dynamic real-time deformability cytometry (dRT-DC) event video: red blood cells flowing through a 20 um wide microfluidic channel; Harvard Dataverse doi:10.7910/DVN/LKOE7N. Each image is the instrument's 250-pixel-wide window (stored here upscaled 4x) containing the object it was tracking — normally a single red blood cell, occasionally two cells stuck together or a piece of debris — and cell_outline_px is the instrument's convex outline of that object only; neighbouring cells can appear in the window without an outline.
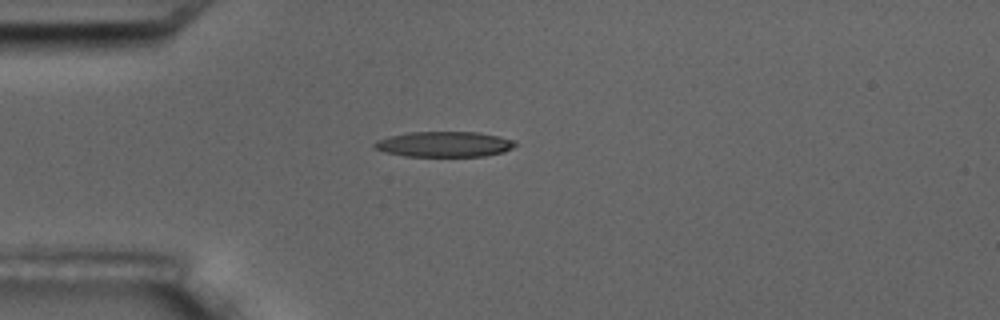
{"species": "common noctule bat (a hibernating species)", "species_latin": "Nyctalus noctula", "temperature_condition": "room temperature", "stored_images_in_passage": 1, "camera_frame_rate_fps": 3000, "um_per_image_px": 0.085, "animal": {"sex": "male", "body_mass_g": 17.5, "forearm_length_mm": 52.3}, "frame": {"image": 1, "passage_image": 1, "time_ms": 0.0, "image_size_px": [1000, 320], "cell_outline_px": [[516, 144], [512, 148], [504, 152], [484, 156], [404, 156], [384, 152], [372, 148], [372, 144], [376, 140], [388, 136], [408, 132], [480, 132], [500, 136], [516, 140]], "centroid_in_image_um": [37.74, 12.25], "position_along_channel_um": 47.3, "area_um2": 21.15}}